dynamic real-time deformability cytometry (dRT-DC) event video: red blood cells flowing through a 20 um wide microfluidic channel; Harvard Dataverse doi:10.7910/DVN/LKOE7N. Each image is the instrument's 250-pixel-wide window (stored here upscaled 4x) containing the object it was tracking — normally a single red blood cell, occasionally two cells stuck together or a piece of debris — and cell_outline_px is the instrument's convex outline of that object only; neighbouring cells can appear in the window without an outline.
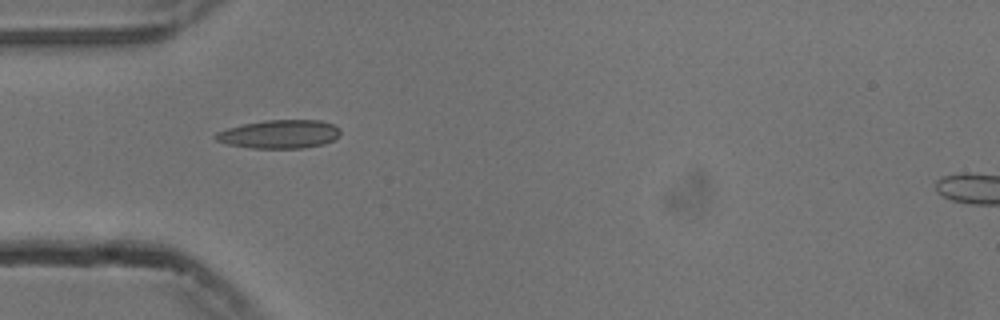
{"species": "common noctule bat (a hibernating species)", "species_latin": "Nyctalus noctula", "temperature_condition": "cold", "stored_images_in_passage": 4, "camera_frame_rate_fps": 3000, "um_per_image_px": 0.085, "animal": {"sex": "male", "body_mass_g": 13.3}, "frame": {"image": 1, "passage_image": 1, "time_ms": 0.0, "image_size_px": [1000, 320], "cell_outline_px": [[340, 136], [324, 144], [304, 148], [252, 148], [228, 144], [216, 140], [212, 136], [216, 132], [228, 128], [244, 124], [264, 120], [320, 120], [332, 124], [340, 128]], "centroid_in_image_um": [23.76, 11.4], "position_along_channel_um": 61.2, "area_um2": 20.75}}